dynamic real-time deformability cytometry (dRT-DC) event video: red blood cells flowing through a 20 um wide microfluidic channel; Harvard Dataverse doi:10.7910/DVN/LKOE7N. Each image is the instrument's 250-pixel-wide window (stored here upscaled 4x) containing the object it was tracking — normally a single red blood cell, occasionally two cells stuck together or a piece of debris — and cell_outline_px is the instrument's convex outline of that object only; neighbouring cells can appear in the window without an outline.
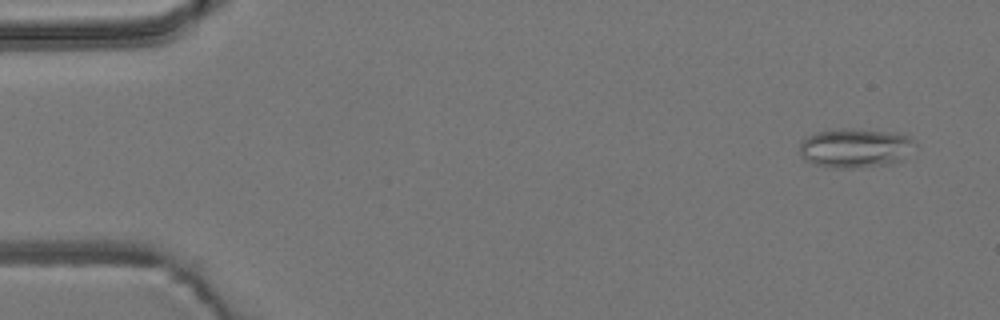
{"species": "common noctule bat (a hibernating species)", "species_latin": "Nyctalus noctula", "temperature_condition": "room temperature", "stored_images_in_passage": 54, "camera_frame_rate_fps": 3000, "um_per_image_px": 0.085, "animal": {"sex": "male", "body_mass_g": 19.2, "forearm_length_mm": 51.8}, "frame": {"image": 1, "passage_image": 4, "time_ms": 1.0, "image_size_px": [1000, 320], "cell_outline_px": [[920, 148], [900, 160], [892, 164], [856, 168], [832, 168], [812, 164], [804, 160], [800, 156], [800, 140], [816, 132], [840, 128], [852, 128], [896, 132], [908, 136]], "centroid_in_image_um": [72.72, 12.58], "position_along_channel_um": 12.3, "area_um2": 27.22}}
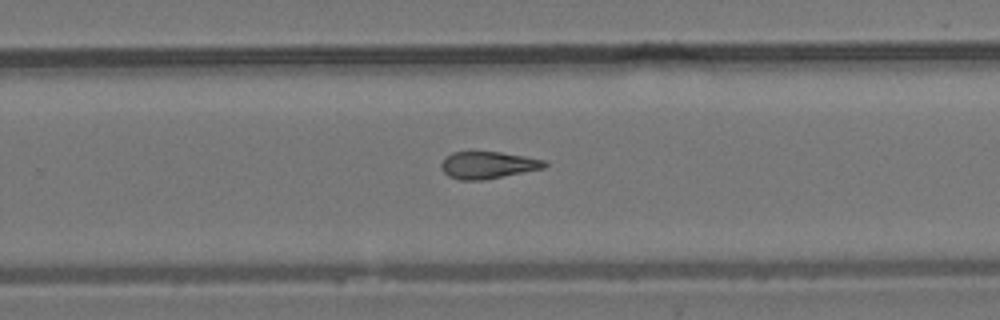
{"frame": {"image": 2, "passage_image": 35, "time_ms": 11.333, "image_size_px": [1000, 320], "cell_outline_px": [[548, 164], [544, 168], [480, 180], [460, 180], [448, 176], [444, 172], [440, 164], [444, 156], [452, 152], [500, 152], [548, 160]], "centroid_in_image_um": [41.46, 14.02], "position_along_channel_um": 288.3, "area_um2": 16.24}}
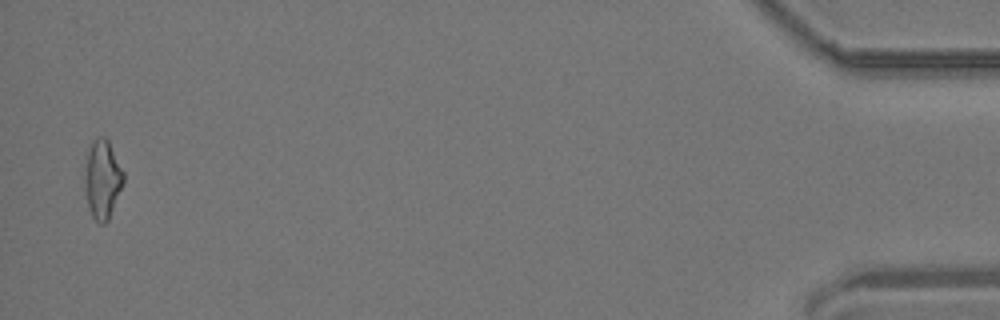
{"frame": {"image": 3, "passage_image": 53, "time_ms": 17.333, "image_size_px": [1000, 320], "cell_outline_px": [[124, 184], [108, 220], [104, 224], [100, 224], [92, 216], [88, 208], [84, 184], [84, 176], [88, 152], [92, 140], [96, 136], [104, 136], [108, 140], [124, 172]], "centroid_in_image_um": [8.71, 15.24], "position_along_channel_um": 426.5, "area_um2": 17.92}, "authors_computed_cell_mechanics": {"area_um2": 17.1088, "velocity_mm_per_s": 3.8617, "shape_relaxation_time_tau1_ms": null, "shape_relaxation_time_tau2_ms": 6.5753, "deformation_change_tau1": null, "deformation_change_tau2": 0.1865}}